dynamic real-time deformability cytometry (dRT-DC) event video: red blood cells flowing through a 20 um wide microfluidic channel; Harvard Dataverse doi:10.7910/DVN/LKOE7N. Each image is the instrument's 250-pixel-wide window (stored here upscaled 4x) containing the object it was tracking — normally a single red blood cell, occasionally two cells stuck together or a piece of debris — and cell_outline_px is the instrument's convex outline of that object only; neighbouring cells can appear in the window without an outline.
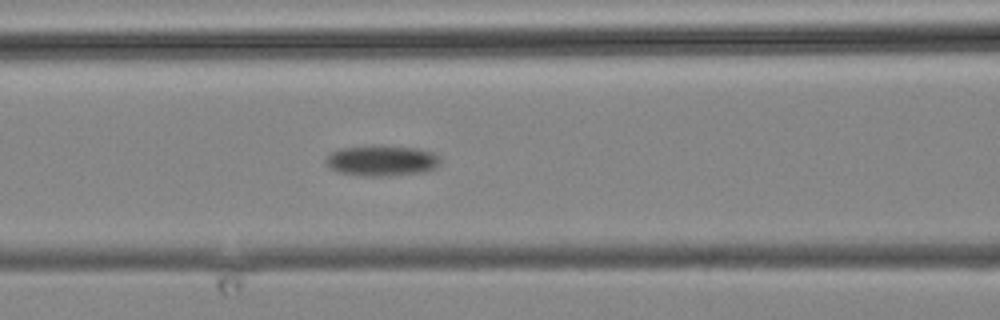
{"species": "common noctule bat (a hibernating species)", "species_latin": "Nyctalus noctula", "temperature_condition": "cold", "stored_images_in_passage": 14, "camera_frame_rate_fps": 3000, "um_per_image_px": 0.085, "animal": {"sex": "male", "body_mass_g": 19.2, "forearm_length_mm": 51.8}, "frame": {"image": 1, "passage_image": 14, "time_ms": 17.0, "image_size_px": [1000, 320], "cell_outline_px": [[440, 160], [432, 168], [420, 172], [388, 176], [368, 176], [340, 172], [332, 168], [324, 160], [332, 152], [340, 148], [416, 148], [432, 152]], "centroid_in_image_um": [32.42, 13.69], "position_along_channel_um": 134.2, "area_um2": 19.07}}